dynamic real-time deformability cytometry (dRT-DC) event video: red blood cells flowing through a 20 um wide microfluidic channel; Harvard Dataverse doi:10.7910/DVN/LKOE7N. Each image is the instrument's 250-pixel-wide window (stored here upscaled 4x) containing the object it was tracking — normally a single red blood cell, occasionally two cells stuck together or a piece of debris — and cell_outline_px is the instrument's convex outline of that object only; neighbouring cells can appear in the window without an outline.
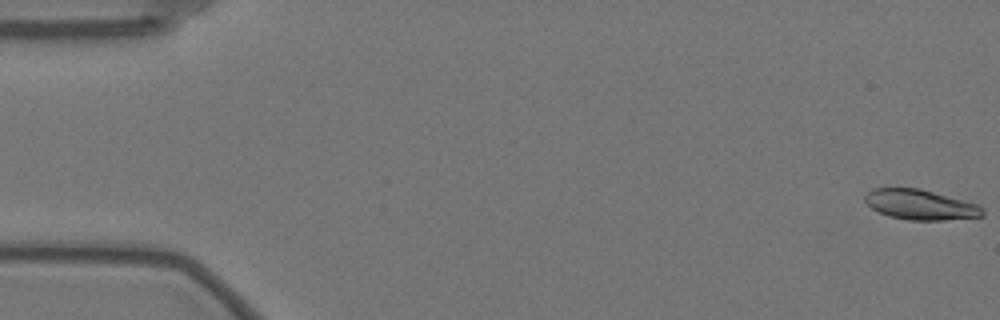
{"species": "Egyptian fruit bat (a non-hibernating species)", "species_latin": "Rousettus aegyptiacus", "temperature_condition": "warm", "stored_images_in_passage": 58, "camera_frame_rate_fps": 3000, "um_per_image_px": 0.085, "animal": {"sex": "female"}, "frame": {"image": 1, "passage_image": 1, "time_ms": 0.0, "image_size_px": [1000, 320], "cell_outline_px": [[984, 216], [944, 220], [908, 220], [888, 216], [872, 208], [864, 200], [864, 196], [872, 188], [920, 188], [964, 200], [976, 204], [984, 208]], "centroid_in_image_um": [78.23, 17.39], "position_along_channel_um": 6.8, "area_um2": 20.63}}
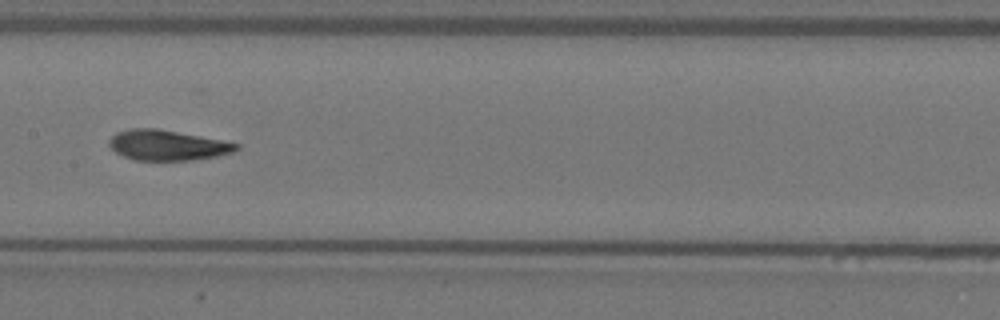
{"frame": {"image": 2, "passage_image": 29, "time_ms": 9.333, "image_size_px": [1000, 320], "cell_outline_px": [[240, 148], [236, 152], [216, 156], [192, 160], [136, 160], [124, 156], [116, 152], [108, 144], [108, 140], [116, 132], [132, 128], [160, 128], [240, 144]], "centroid_in_image_um": [14.23, 12.33], "position_along_channel_um": 193.2, "area_um2": 22.48}}
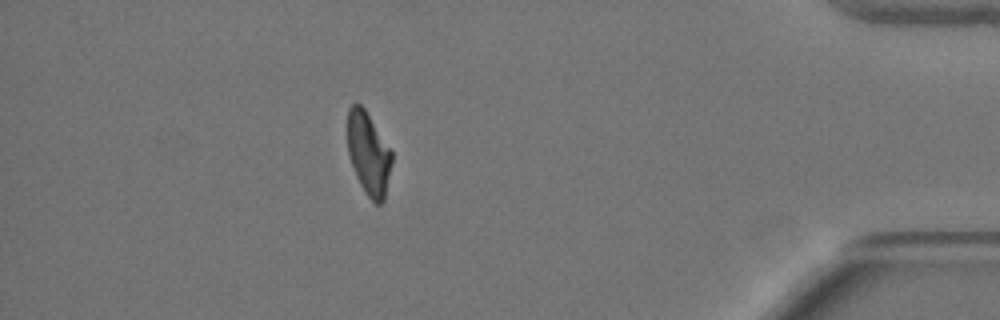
{"frame": {"image": 3, "passage_image": 51, "time_ms": 16.667, "image_size_px": [1000, 320], "cell_outline_px": [[392, 164], [384, 200], [380, 204], [376, 204], [364, 192], [356, 176], [348, 152], [348, 108], [356, 100], [364, 108], [392, 152]], "centroid_in_image_um": [31.32, 13.05], "position_along_channel_um": 403.9, "area_um2": 21.21}, "authors_computed_cell_mechanics": {"area_um2": 22.6287, "velocity_mm_per_s": 3.5258, "shape_relaxation_time_tau1_ms": 5.3269, "shape_relaxation_time_tau2_ms": 1.536, "deformation_change_tau1": 0.2091, "deformation_change_tau2": 0.0801}}